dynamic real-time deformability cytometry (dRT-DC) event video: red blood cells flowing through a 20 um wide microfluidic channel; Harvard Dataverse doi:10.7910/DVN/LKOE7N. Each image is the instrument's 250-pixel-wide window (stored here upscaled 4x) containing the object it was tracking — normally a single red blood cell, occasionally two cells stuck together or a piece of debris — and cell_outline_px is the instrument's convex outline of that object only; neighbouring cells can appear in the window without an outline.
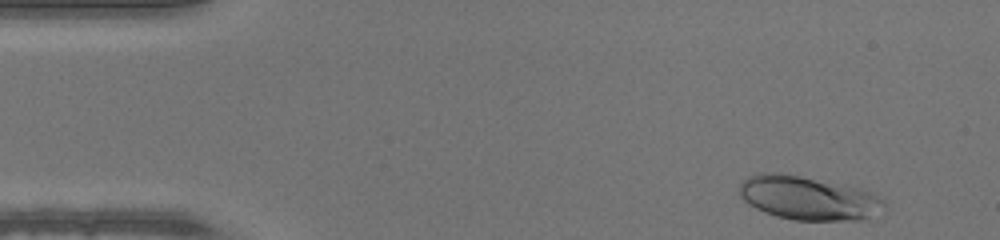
{"species": "human", "species_latin": "Homo sapiens", "temperature_condition": "warm", "stored_images_in_passage": 47, "camera_frame_rate_fps": 3000, "um_per_image_px": 0.085, "donor": {"sex": "male"}, "frame": {"image": 1, "passage_image": 2, "time_ms": 0.333, "image_size_px": [1000, 240], "cell_outline_px": [[884, 204], [868, 216], [860, 220], [792, 220], [776, 216], [756, 208], [748, 204], [740, 196], [740, 184], [748, 176], [772, 172], [776, 172], [800, 176], [860, 188], [884, 200]], "centroid_in_image_um": [68.62, 16.83], "position_along_channel_um": 16.4, "area_um2": 36.01}}
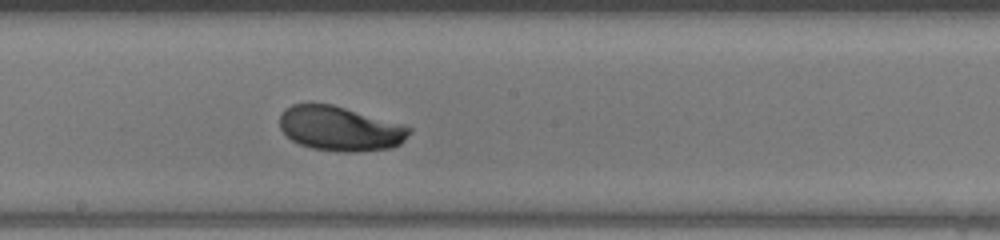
{"frame": {"image": 2, "passage_image": 24, "time_ms": 7.667, "image_size_px": [1000, 240], "cell_outline_px": [[412, 132], [400, 144], [392, 148], [356, 152], [344, 152], [312, 148], [300, 144], [292, 140], [280, 128], [280, 116], [284, 108], [292, 104], [332, 104], [404, 124], [412, 128]], "centroid_in_image_um": [28.94, 10.93], "position_along_channel_um": 219.3, "area_um2": 33.76}}
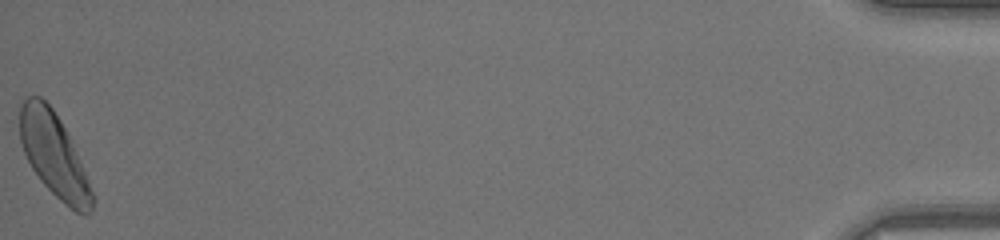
{"frame": {"image": 3, "passage_image": 47, "time_ms": 15.333, "image_size_px": [1000, 240], "cell_outline_px": [[96, 200], [92, 212], [76, 212], [64, 204], [40, 180], [32, 168], [24, 152], [20, 140], [20, 104], [28, 96], [40, 96], [52, 108], [60, 120], [80, 160], [96, 196]], "centroid_in_image_um": [4.61, 13.2], "position_along_channel_um": 430.6, "area_um2": 34.97}}